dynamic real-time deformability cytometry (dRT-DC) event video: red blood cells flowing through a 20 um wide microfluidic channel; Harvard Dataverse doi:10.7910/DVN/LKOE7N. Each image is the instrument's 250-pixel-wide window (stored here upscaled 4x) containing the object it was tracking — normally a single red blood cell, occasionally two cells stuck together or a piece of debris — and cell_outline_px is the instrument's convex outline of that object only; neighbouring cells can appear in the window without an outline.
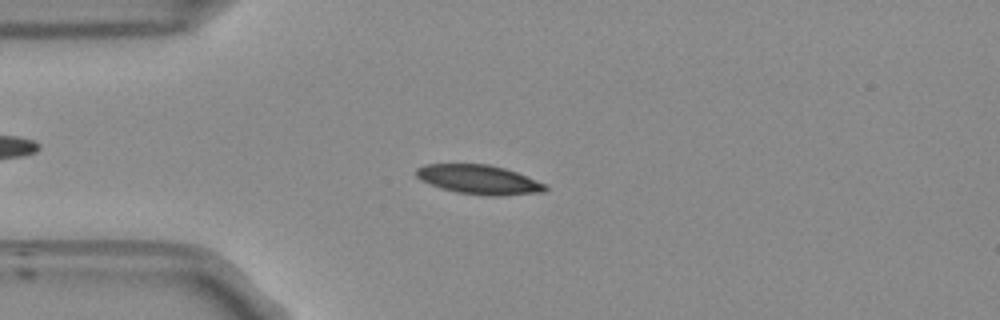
{"species": "Egyptian fruit bat (a non-hibernating species)", "species_latin": "Rousettus aegyptiacus", "temperature_condition": "room temperature", "stored_images_in_passage": 47, "camera_frame_rate_fps": 3000, "um_per_image_px": 0.085, "frame": {"image": 1, "passage_image": 7, "time_ms": 2.0, "image_size_px": [1000, 320], "cell_outline_px": [[548, 188], [544, 192], [496, 196], [488, 196], [456, 192], [440, 188], [420, 180], [416, 176], [416, 168], [424, 164], [488, 164], [504, 168], [516, 172], [544, 184]], "centroid_in_image_um": [40.66, 15.26], "position_along_channel_um": 44.3, "area_um2": 21.91}}
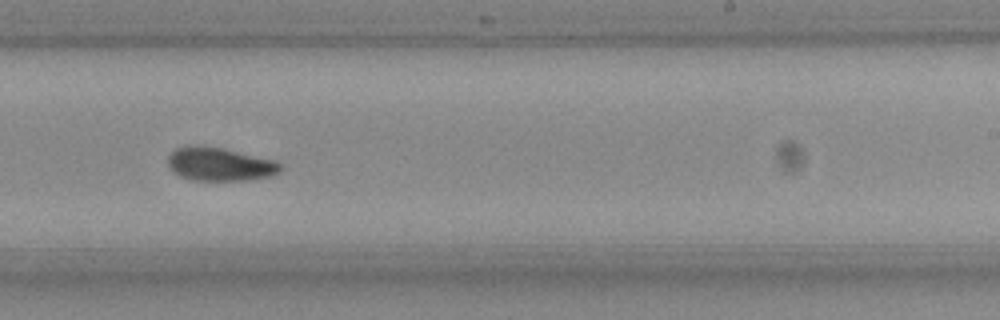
{"frame": {"image": 2, "passage_image": 26, "time_ms": 8.333, "image_size_px": [1000, 320], "cell_outline_px": [[280, 172], [276, 176], [248, 180], [192, 180], [180, 176], [168, 164], [168, 156], [176, 148], [196, 144], [220, 148], [276, 160], [280, 164]], "centroid_in_image_um": [18.72, 13.96], "position_along_channel_um": 270.3, "area_um2": 21.85}}
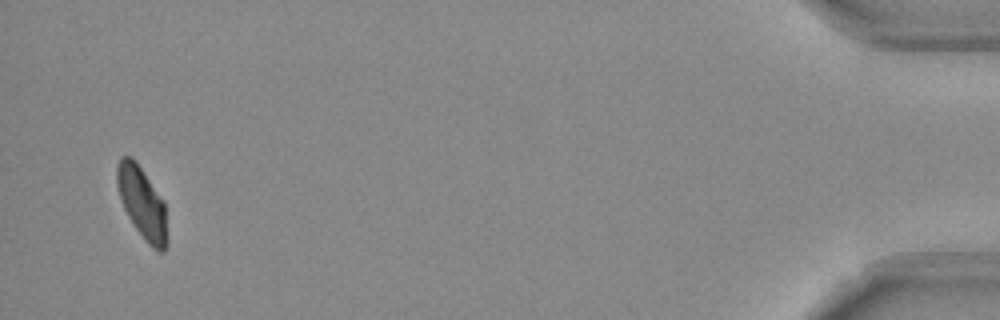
{"frame": {"image": 3, "passage_image": 45, "time_ms": 14.667, "image_size_px": [1000, 320], "cell_outline_px": [[168, 240], [164, 252], [160, 252], [152, 248], [148, 244], [136, 228], [128, 216], [120, 200], [116, 184], [116, 164], [120, 156], [132, 156], [164, 200]], "centroid_in_image_um": [12.07, 17.23], "position_along_channel_um": 423.1, "area_um2": 21.15}, "authors_computed_cell_mechanics": {"area_um2": 21.5016, "velocity_mm_per_s": 3.8082, "shape_relaxation_time_tau1_ms": 3.6827, "shape_relaxation_time_tau2_ms": 2.7244, "deformation_change_tau1": 0.1274, "deformation_change_tau2": 0.0589}}